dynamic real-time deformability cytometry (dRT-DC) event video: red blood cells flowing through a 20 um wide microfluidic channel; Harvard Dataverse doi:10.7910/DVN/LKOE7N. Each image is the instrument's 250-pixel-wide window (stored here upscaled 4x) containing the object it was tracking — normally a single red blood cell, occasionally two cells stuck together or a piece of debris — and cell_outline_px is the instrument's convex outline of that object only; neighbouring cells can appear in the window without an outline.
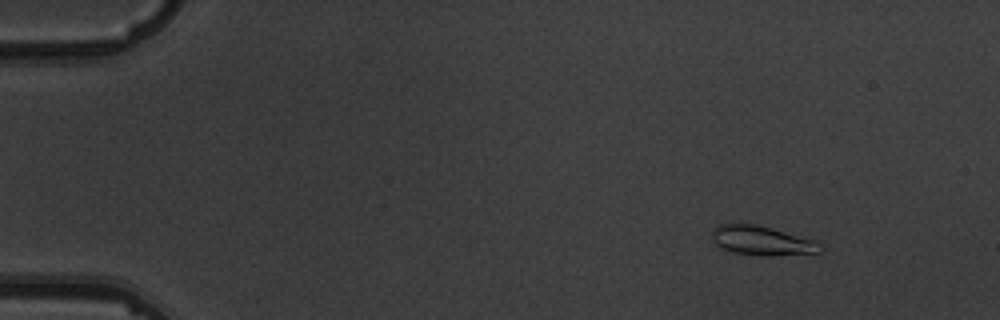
{"species": "common noctule bat (a hibernating species)", "species_latin": "Nyctalus noctula", "temperature_condition": "warm", "stored_images_in_passage": 15, "camera_frame_rate_fps": 3000, "um_per_image_px": 0.085, "animal": {"sex": "male", "body_mass_g": 19.5, "forearm_length_mm": 54.6}, "frame": {"image": 1, "passage_image": 2, "time_ms": 1.333, "image_size_px": [1000, 320], "cell_outline_px": [[824, 248], [820, 252], [772, 256], [760, 256], [732, 252], [720, 248], [712, 240], [712, 228], [720, 224], [756, 224], [820, 240]], "centroid_in_image_um": [64.82, 20.46], "position_along_channel_um": 20.2, "area_um2": 19.02}}
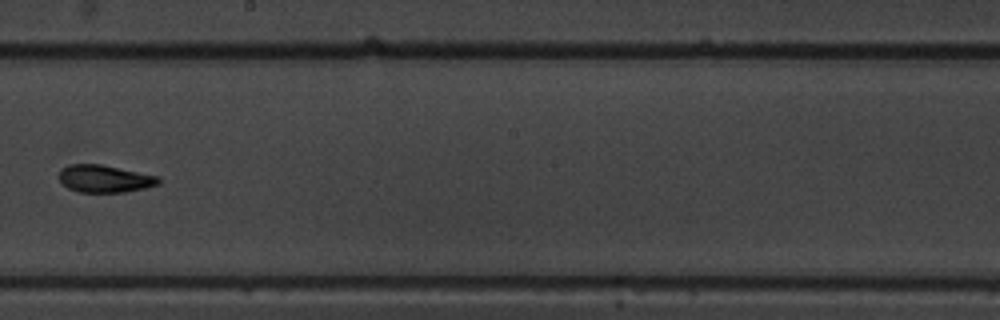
{"frame": {"image": 2, "passage_image": 9, "time_ms": 10.333, "image_size_px": [1000, 320], "cell_outline_px": [[160, 184], [144, 188], [124, 192], [76, 192], [68, 188], [60, 180], [60, 168], [68, 164], [100, 164], [160, 176]], "centroid_in_image_um": [8.9, 15.19], "position_along_channel_um": 239.3, "area_um2": 15.95}}
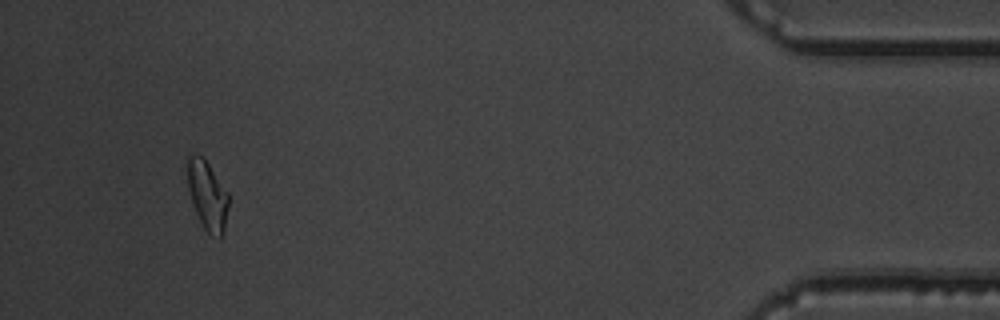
{"frame": {"image": 3, "passage_image": 14, "time_ms": 17.0, "image_size_px": [1000, 320], "cell_outline_px": [[228, 208], [224, 232], [220, 240], [208, 232], [204, 228], [196, 212], [188, 188], [184, 164], [188, 156], [200, 156], [208, 164], [228, 192]], "centroid_in_image_um": [17.61, 16.61], "position_along_channel_um": 417.6, "area_um2": 16.53}, "authors_computed_cell_mechanics": {"area_um2": 16.5308, "velocity_mm_per_s": 3.6201, "shape_relaxation_time_tau1_ms": 5.5633, "shape_relaxation_time_tau2_ms": 1.5265, "deformation_change_tau1": 0.1465, "deformation_change_tau2": 0.055}}